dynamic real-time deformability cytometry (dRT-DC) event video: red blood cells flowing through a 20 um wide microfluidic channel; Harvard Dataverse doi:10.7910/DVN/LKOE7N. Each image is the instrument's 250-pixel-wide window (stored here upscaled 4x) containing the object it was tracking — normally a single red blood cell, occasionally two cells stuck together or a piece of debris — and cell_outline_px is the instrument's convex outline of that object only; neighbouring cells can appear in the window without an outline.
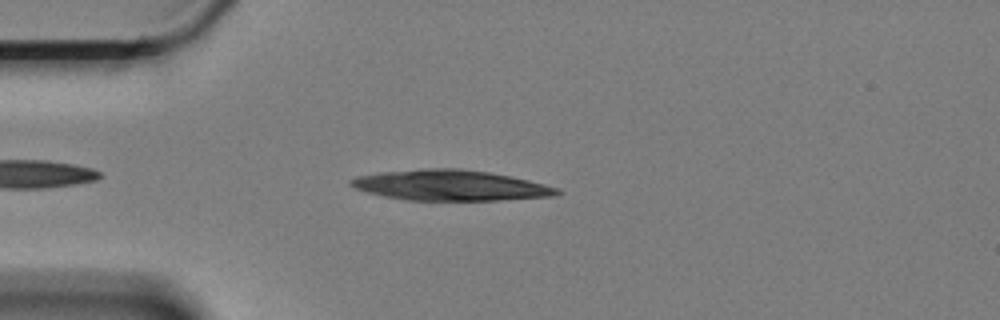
{"species": "Egyptian fruit bat (a non-hibernating species)", "species_latin": "Rousettus aegyptiacus", "temperature_condition": "cold", "stored_images_in_passage": 42, "camera_frame_rate_fps": 3000, "um_per_image_px": 0.085, "animal": {"sex": "female"}, "frame": {"image": 1, "passage_image": 3, "time_ms": 0.667, "image_size_px": [1000, 320], "cell_outline_px": [[564, 192], [556, 196], [496, 200], [408, 200], [384, 196], [368, 192], [356, 188], [348, 184], [348, 180], [356, 176], [380, 172], [424, 168], [460, 168], [488, 172], [512, 176], [560, 188]], "centroid_in_image_um": [38.3, 15.74], "position_along_channel_um": 46.7, "area_um2": 36.82}}